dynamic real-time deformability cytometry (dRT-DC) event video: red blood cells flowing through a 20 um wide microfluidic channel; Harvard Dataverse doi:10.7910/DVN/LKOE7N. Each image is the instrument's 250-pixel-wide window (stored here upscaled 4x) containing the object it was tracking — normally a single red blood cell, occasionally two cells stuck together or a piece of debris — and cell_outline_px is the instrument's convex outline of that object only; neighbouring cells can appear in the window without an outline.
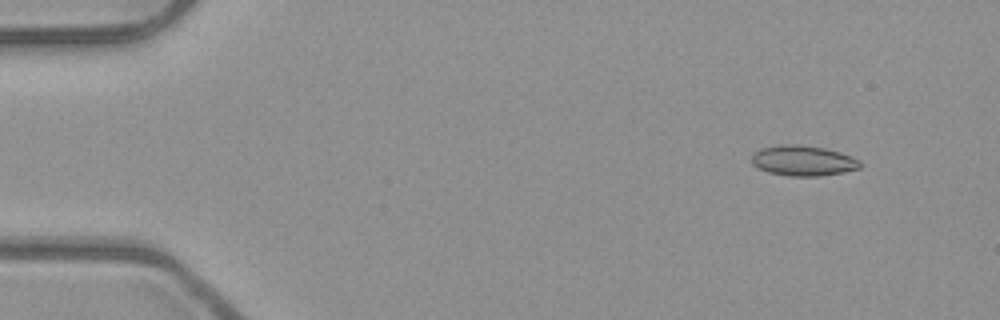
{"species": "common noctule bat (a hibernating species)", "species_latin": "Nyctalus noctula", "temperature_condition": "room temperature", "stored_images_in_passage": 4, "camera_frame_rate_fps": 3000, "um_per_image_px": 0.085, "animal": {"sex": "male", "body_mass_g": 23.1, "forearm_length_mm": 52.7}, "frame": {"image": 1, "passage_image": 1, "time_ms": 0.0, "image_size_px": [1000, 320], "cell_outline_px": [[860, 168], [844, 172], [820, 176], [788, 176], [768, 172], [752, 164], [752, 156], [760, 148], [788, 144], [796, 144], [824, 148], [840, 152], [860, 160]], "centroid_in_image_um": [68.28, 13.66], "position_along_channel_um": 16.7, "area_um2": 19.02}}